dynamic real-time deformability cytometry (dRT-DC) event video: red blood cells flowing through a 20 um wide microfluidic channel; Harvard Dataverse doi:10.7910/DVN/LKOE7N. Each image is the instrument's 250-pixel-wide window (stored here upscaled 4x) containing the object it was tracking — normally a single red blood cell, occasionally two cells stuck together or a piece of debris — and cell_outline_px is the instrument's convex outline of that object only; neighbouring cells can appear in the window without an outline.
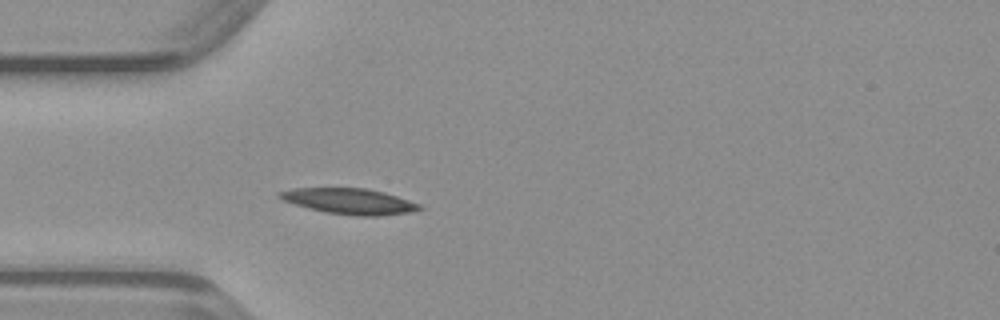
{"species": "common noctule bat (a hibernating species)", "species_latin": "Nyctalus noctula", "temperature_condition": "warm", "stored_images_in_passage": 33, "camera_frame_rate_fps": 3000, "um_per_image_px": 0.085, "animal": {"sex": "male", "body_mass_g": 23.1, "forearm_length_mm": 52.7}, "frame": {"image": 1, "passage_image": 5, "time_ms": 1.333, "image_size_px": [1000, 320], "cell_outline_px": [[424, 208], [408, 212], [376, 216], [356, 216], [324, 212], [308, 208], [284, 200], [276, 196], [276, 192], [296, 188], [364, 188], [384, 192], [420, 204]], "centroid_in_image_um": [29.67, 17.1], "position_along_channel_um": 55.3, "area_um2": 20.81}}
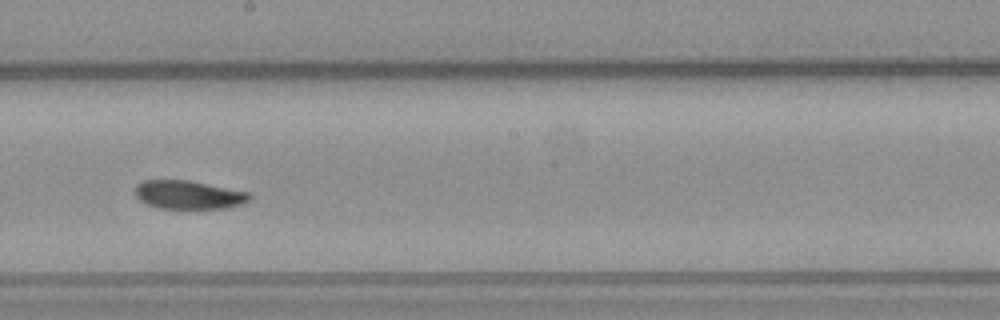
{"frame": {"image": 2, "passage_image": 18, "time_ms": 5.667, "image_size_px": [1000, 320], "cell_outline_px": [[252, 200], [228, 208], [156, 208], [140, 200], [136, 196], [136, 184], [144, 180], [188, 180], [248, 192], [252, 196]], "centroid_in_image_um": [16.04, 16.56], "position_along_channel_um": 232.2, "area_um2": 18.9}}
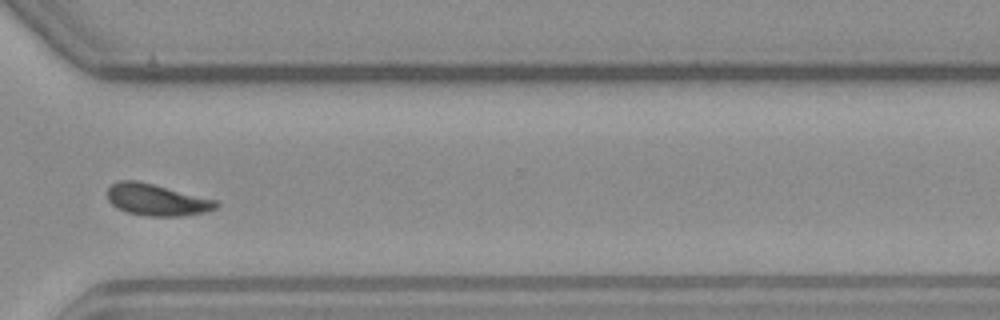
{"frame": {"image": 3, "passage_image": 27, "time_ms": 8.667, "image_size_px": [1000, 320], "cell_outline_px": [[220, 204], [216, 208], [208, 212], [180, 216], [148, 216], [128, 212], [116, 208], [108, 200], [108, 188], [116, 180], [136, 180], [216, 200]], "centroid_in_image_um": [13.31, 16.99], "position_along_channel_um": 357.3, "area_um2": 19.94}}